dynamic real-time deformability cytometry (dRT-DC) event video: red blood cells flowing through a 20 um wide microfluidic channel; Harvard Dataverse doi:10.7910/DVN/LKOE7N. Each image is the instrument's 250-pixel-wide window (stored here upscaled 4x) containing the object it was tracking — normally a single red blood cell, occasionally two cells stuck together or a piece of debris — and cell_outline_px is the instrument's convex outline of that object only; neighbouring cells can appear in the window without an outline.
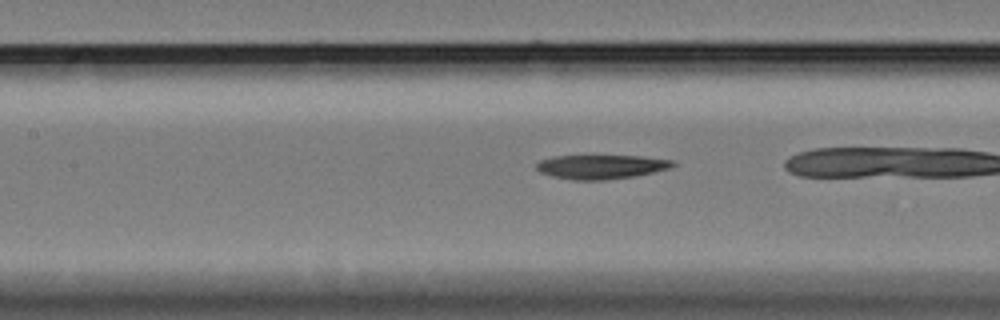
{"species": "Egyptian fruit bat (a non-hibernating species)", "species_latin": "Rousettus aegyptiacus", "temperature_condition": "cold", "stored_images_in_passage": 43, "camera_frame_rate_fps": 3000, "um_per_image_px": 0.085, "animal": {"sex": "female"}, "frame": {"image": 1, "passage_image": 23, "time_ms": 7.333, "image_size_px": [1000, 320], "cell_outline_px": [[676, 164], [668, 168], [636, 176], [604, 180], [576, 180], [552, 176], [540, 172], [536, 168], [536, 164], [540, 160], [552, 156], [592, 152], [640, 156], [676, 160]], "centroid_in_image_um": [51.06, 14.11], "position_along_channel_um": 156.3, "area_um2": 20.4}}
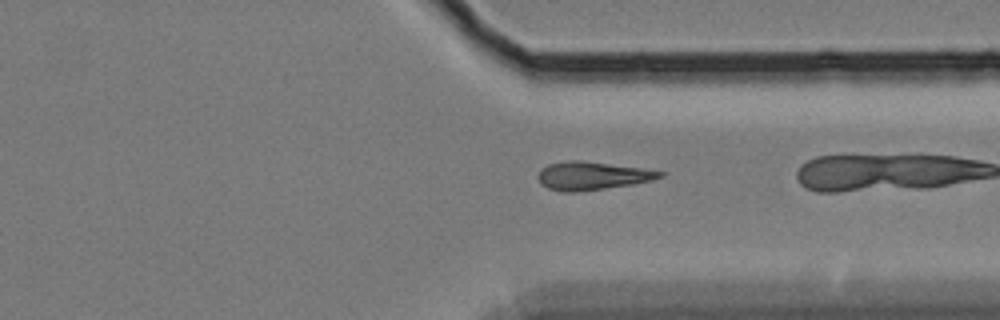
{"frame": {"image": 2, "passage_image": 41, "time_ms": 13.333, "image_size_px": [1000, 320], "cell_outline_px": [[668, 172], [664, 176], [652, 180], [632, 184], [576, 192], [564, 192], [548, 188], [540, 184], [536, 176], [540, 168], [548, 164], [568, 160], [580, 160], [640, 168]], "centroid_in_image_um": [50.29, 14.94], "position_along_channel_um": 361.1, "area_um2": 20.06}}